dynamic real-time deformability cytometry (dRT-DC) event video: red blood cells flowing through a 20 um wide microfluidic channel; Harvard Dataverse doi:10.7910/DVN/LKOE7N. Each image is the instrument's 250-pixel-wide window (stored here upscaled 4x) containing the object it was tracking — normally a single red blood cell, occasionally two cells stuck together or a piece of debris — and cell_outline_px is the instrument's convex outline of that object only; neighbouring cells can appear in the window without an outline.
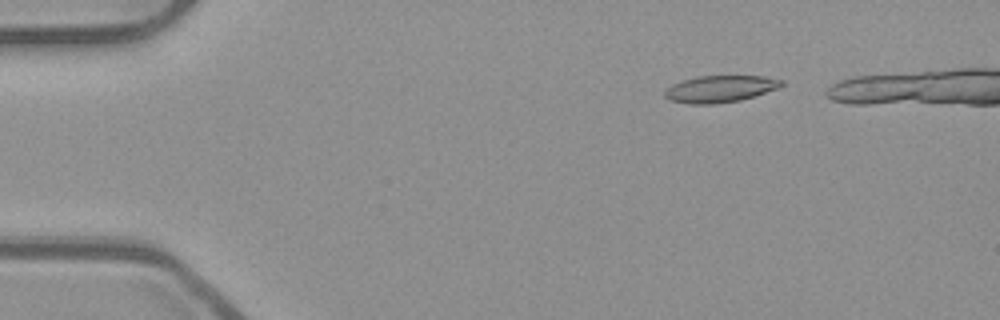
{"species": "common noctule bat (a hibernating species)", "species_latin": "Nyctalus noctula", "temperature_condition": "room temperature", "stored_images_in_passage": 43, "camera_frame_rate_fps": 3000, "um_per_image_px": 0.085, "animal": {"sex": "male", "body_mass_g": 23.1, "forearm_length_mm": 52.7}, "frame": {"image": 1, "passage_image": 5, "time_ms": 1.333, "image_size_px": [1000, 320], "cell_outline_px": [[784, 84], [776, 88], [740, 100], [716, 104], [692, 104], [668, 100], [664, 96], [664, 92], [672, 84], [680, 80], [696, 76], [764, 76], [784, 80]], "centroid_in_image_um": [61.15, 7.55], "position_along_channel_um": 23.8, "area_um2": 18.21}}
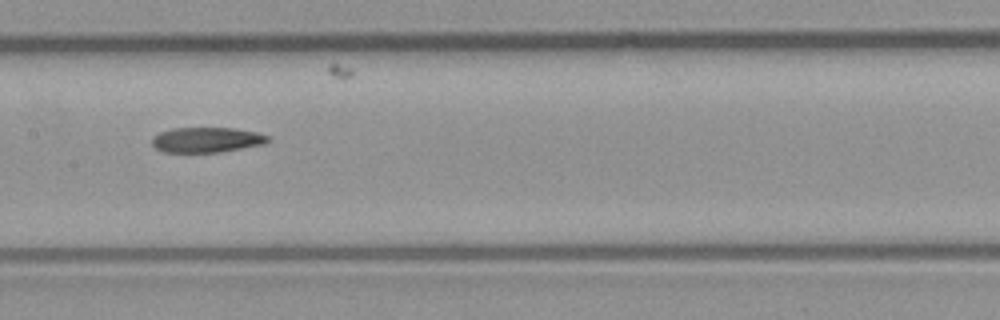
{"frame": {"image": 2, "passage_image": 24, "time_ms": 7.667, "image_size_px": [1000, 320], "cell_outline_px": [[268, 140], [264, 144], [220, 152], [164, 152], [156, 148], [152, 144], [152, 136], [160, 132], [172, 128], [232, 128], [256, 132], [268, 136]], "centroid_in_image_um": [17.53, 11.88], "position_along_channel_um": 189.9, "area_um2": 16.88}}
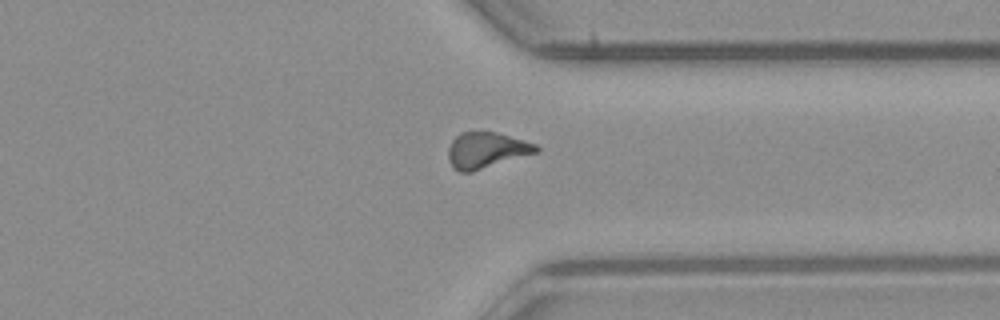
{"frame": {"image": 3, "passage_image": 38, "time_ms": 12.333, "image_size_px": [1000, 320], "cell_outline_px": [[540, 152], [472, 172], [460, 172], [452, 168], [448, 160], [448, 148], [452, 140], [460, 132], [496, 132], [524, 140], [536, 144], [540, 148]], "centroid_in_image_um": [41.35, 12.78], "position_along_channel_um": 370.1, "area_um2": 18.67}}